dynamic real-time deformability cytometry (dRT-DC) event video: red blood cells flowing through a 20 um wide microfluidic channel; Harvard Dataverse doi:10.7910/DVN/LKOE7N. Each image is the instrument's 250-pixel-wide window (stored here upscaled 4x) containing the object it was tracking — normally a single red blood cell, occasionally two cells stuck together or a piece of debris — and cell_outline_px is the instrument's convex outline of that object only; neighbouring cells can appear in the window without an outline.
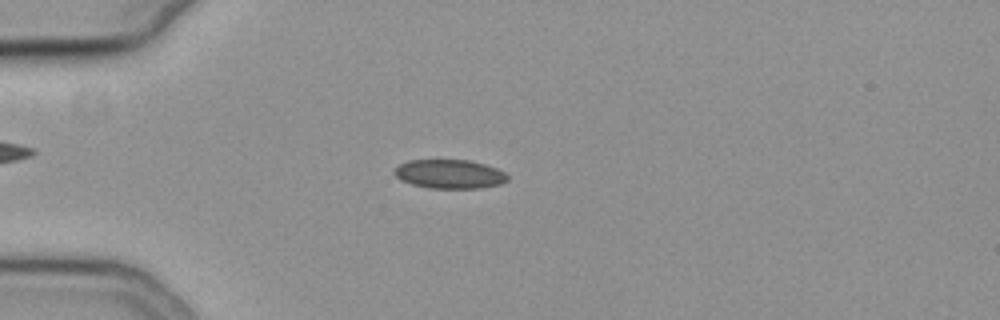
{"species": "common noctule bat (a hibernating species)", "species_latin": "Nyctalus noctula", "temperature_condition": "cold", "stored_images_in_passage": 49, "camera_frame_rate_fps": 3000, "um_per_image_px": 0.085, "animal": {"sex": "female", "body_mass_g": 19.3, "forearm_length_mm": 54.1}, "frame": {"image": 1, "passage_image": 9, "time_ms": 2.667, "image_size_px": [1000, 320], "cell_outline_px": [[508, 180], [500, 184], [480, 188], [432, 188], [412, 184], [400, 180], [392, 172], [400, 164], [408, 160], [468, 160], [484, 164], [496, 168], [504, 172], [508, 176]], "centroid_in_image_um": [38.2, 14.79], "position_along_channel_um": 46.8, "area_um2": 19.02}}
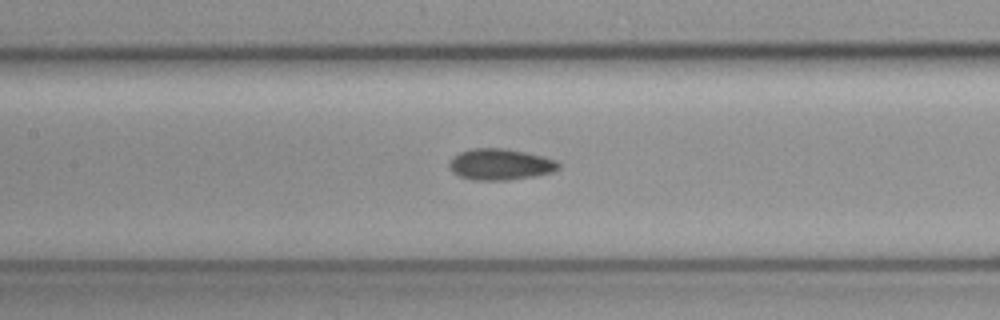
{"frame": {"image": 2, "passage_image": 20, "time_ms": 6.333, "image_size_px": [1000, 320], "cell_outline_px": [[560, 168], [552, 172], [532, 176], [508, 180], [472, 180], [460, 176], [452, 172], [448, 168], [448, 164], [460, 152], [472, 148], [504, 148], [544, 156], [556, 160], [560, 164]], "centroid_in_image_um": [42.53, 13.97], "position_along_channel_um": 164.9, "area_um2": 19.83}}
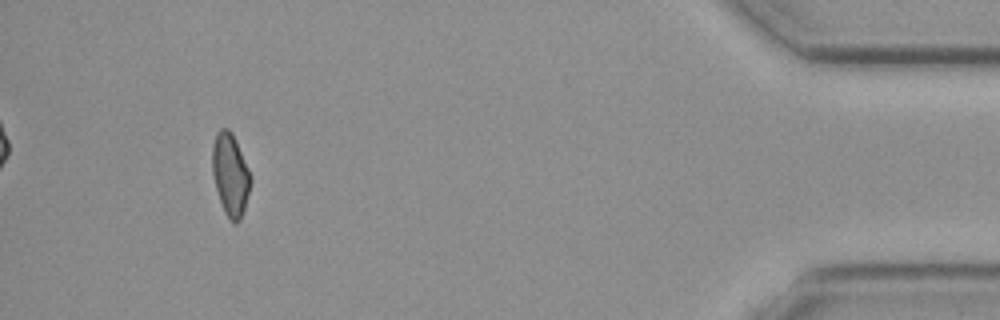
{"frame": {"image": 3, "passage_image": 45, "time_ms": 14.667, "image_size_px": [1000, 320], "cell_outline_px": [[252, 180], [244, 208], [240, 220], [236, 224], [232, 224], [228, 220], [224, 212], [216, 188], [212, 172], [212, 148], [216, 132], [220, 128], [228, 128], [232, 132], [252, 176]], "centroid_in_image_um": [19.58, 14.85], "position_along_channel_um": 415.6, "area_um2": 18.5}, "authors_computed_cell_mechanics": {"area_um2": 19.0162, "velocity_mm_per_s": 3.8093, "shape_relaxation_time_tau1_ms": 7.3774, "shape_relaxation_time_tau2_ms": 4.4572, "deformation_change_tau1": 0.1003, "deformation_change_tau2": 0.0737}}